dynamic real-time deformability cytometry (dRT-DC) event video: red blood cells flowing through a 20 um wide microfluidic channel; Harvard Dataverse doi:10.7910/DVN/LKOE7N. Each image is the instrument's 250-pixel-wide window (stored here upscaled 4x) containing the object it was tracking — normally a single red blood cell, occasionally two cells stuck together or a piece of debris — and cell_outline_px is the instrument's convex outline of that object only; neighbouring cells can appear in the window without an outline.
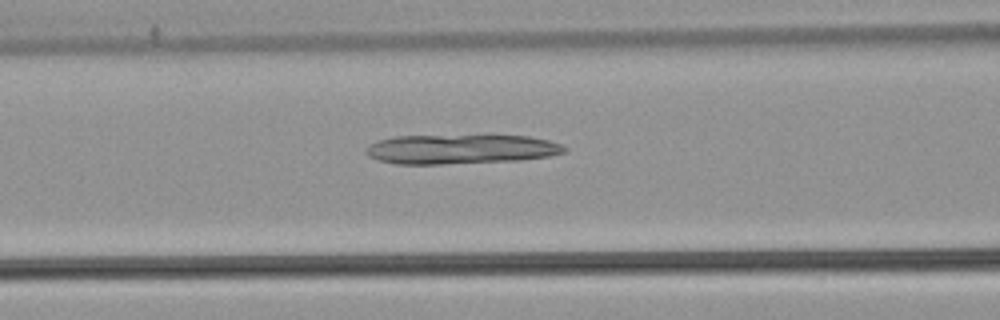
{"species": "common noctule bat (a hibernating species)", "species_latin": "Nyctalus noctula", "temperature_condition": "warm", "stored_images_in_passage": 50, "camera_frame_rate_fps": 3000, "um_per_image_px": 0.085, "animal": {"sex": "male", "body_mass_g": 21.5, "forearm_length_mm": 52.0}, "frame": {"image": 1, "passage_image": 20, "time_ms": 6.333, "image_size_px": [1000, 320], "cell_outline_px": [[568, 148], [564, 152], [548, 156], [520, 160], [440, 164], [396, 164], [380, 160], [368, 156], [364, 152], [364, 148], [368, 144], [380, 140], [396, 136], [528, 136], [548, 140], [564, 144]], "centroid_in_image_um": [39.15, 12.68], "position_along_channel_um": 127.4, "area_um2": 33.99}}
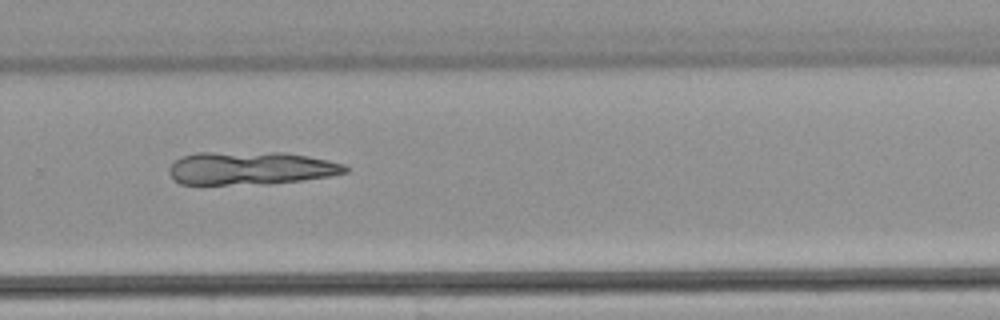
{"frame": {"image": 2, "passage_image": 34, "time_ms": 11.0, "image_size_px": [1000, 320], "cell_outline_px": [[348, 172], [332, 176], [272, 184], [180, 184], [172, 180], [168, 172], [168, 168], [180, 156], [196, 152], [284, 152], [308, 156], [328, 160], [344, 164], [348, 168]], "centroid_in_image_um": [21.28, 14.29], "position_along_channel_um": 308.5, "area_um2": 34.51}}
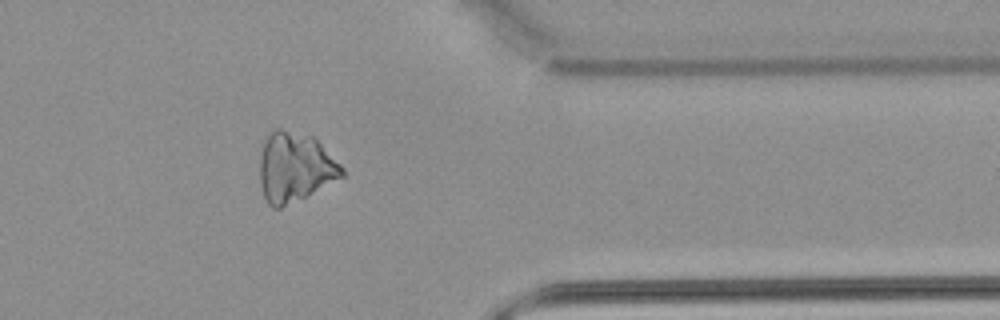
{"frame": {"image": 3, "passage_image": 41, "time_ms": 13.333, "image_size_px": [1000, 320], "cell_outline_px": [[344, 176], [280, 208], [272, 208], [268, 204], [264, 196], [260, 184], [260, 156], [264, 140], [276, 128], [280, 128], [312, 136], [344, 168]], "centroid_in_image_um": [25.04, 14.21], "position_along_channel_um": 386.4, "area_um2": 32.77}}